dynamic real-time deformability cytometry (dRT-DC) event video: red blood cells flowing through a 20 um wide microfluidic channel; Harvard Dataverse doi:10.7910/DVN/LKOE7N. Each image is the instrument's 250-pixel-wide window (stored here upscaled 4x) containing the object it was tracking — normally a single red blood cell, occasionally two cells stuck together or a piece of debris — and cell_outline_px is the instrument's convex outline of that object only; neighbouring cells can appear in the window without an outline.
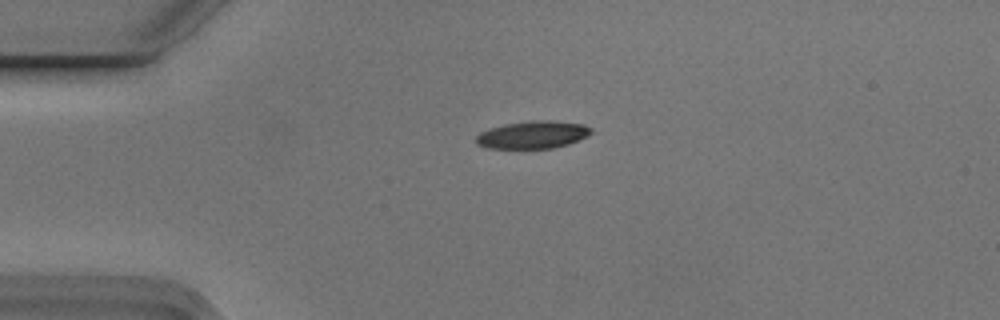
{"species": "Egyptian fruit bat (a non-hibernating species)", "species_latin": "Rousettus aegyptiacus", "temperature_condition": "cold", "stored_images_in_passage": 2, "camera_frame_rate_fps": 3000, "um_per_image_px": 0.085, "animal": {"sex": "male"}, "frame": {"image": 1, "passage_image": 1, "time_ms": 0.0, "image_size_px": [1000, 320], "cell_outline_px": [[592, 132], [588, 136], [568, 144], [552, 148], [488, 148], [476, 144], [476, 136], [480, 132], [504, 124], [536, 120], [548, 120], [584, 124], [592, 128]], "centroid_in_image_um": [45.3, 11.45], "position_along_channel_um": 39.7, "area_um2": 18.38}}